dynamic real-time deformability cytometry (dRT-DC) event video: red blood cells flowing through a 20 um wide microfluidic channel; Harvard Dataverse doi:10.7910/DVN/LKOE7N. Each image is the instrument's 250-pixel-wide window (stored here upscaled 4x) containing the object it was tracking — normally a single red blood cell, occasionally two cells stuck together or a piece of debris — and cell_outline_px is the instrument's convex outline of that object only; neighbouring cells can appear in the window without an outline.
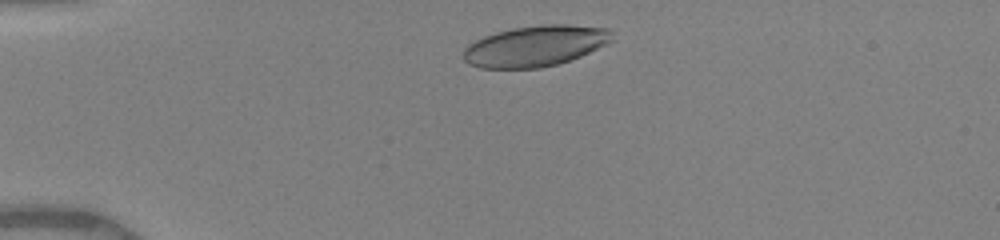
{"species": "human", "species_latin": "Homo sapiens", "temperature_condition": "warm", "stored_images_in_passage": 23, "camera_frame_rate_fps": 3000, "um_per_image_px": 0.085, "donor": {"sex": "female"}, "frame": {"image": 1, "passage_image": 2, "time_ms": 0.667, "image_size_px": [1000, 240], "cell_outline_px": [[612, 40], [608, 44], [580, 56], [556, 64], [540, 68], [480, 68], [468, 64], [464, 60], [464, 48], [468, 44], [484, 36], [496, 32], [512, 28], [544, 24], [564, 24], [608, 28], [612, 32]], "centroid_in_image_um": [45.49, 3.9], "position_along_channel_um": 39.5, "area_um2": 35.37}}
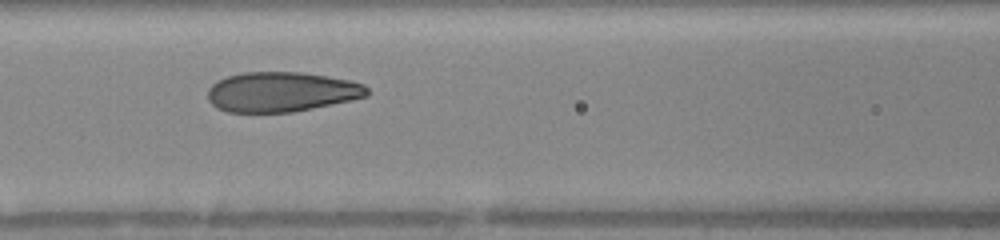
{"frame": {"image": 2, "passage_image": 12, "time_ms": 4.333, "image_size_px": [1000, 240], "cell_outline_px": [[368, 96], [312, 108], [292, 112], [228, 112], [216, 108], [208, 100], [208, 88], [216, 80], [228, 76], [244, 72], [300, 72], [328, 76], [352, 80], [364, 84], [368, 88]], "centroid_in_image_um": [23.91, 7.8], "position_along_channel_um": 142.7, "area_um2": 37.11}}
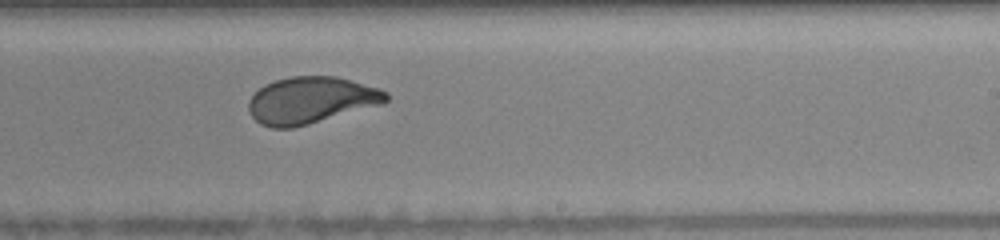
{"frame": {"image": 3, "passage_image": 20, "time_ms": 7.333, "image_size_px": [1000, 240], "cell_outline_px": [[388, 100], [384, 104], [308, 124], [292, 128], [272, 128], [260, 124], [252, 116], [248, 108], [248, 100], [264, 84], [276, 80], [292, 76], [336, 76], [380, 88], [388, 92]], "centroid_in_image_um": [26.45, 8.52], "position_along_channel_um": 262.5, "area_um2": 37.51}}